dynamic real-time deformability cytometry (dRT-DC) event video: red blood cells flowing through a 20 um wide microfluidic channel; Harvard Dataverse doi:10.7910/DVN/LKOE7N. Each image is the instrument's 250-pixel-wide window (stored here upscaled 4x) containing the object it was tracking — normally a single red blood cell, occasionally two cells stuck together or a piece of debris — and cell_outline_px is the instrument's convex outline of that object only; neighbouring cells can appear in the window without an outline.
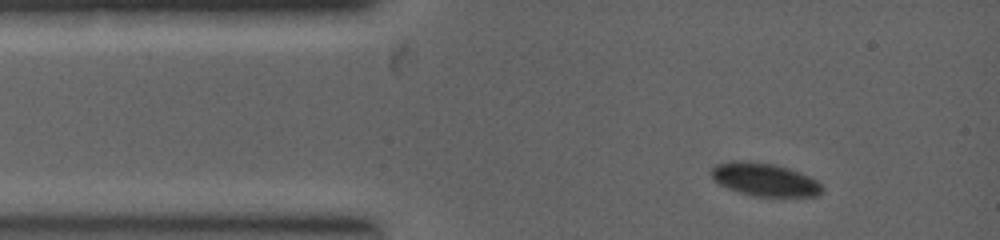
{"species": "common noctule bat (a hibernating species)", "species_latin": "Nyctalus noctula", "temperature_condition": "warm", "stored_images_in_passage": 3, "camera_frame_rate_fps": 5000, "um_per_image_px": 0.085, "animal": {"sex": "female", "body_mass_g": 19.0, "forearm_length_mm": 53.3}, "frame": {"image": 1, "passage_image": 3, "time_ms": 1.0, "image_size_px": [1000, 240], "cell_outline_px": [[824, 192], [820, 196], [752, 196], [728, 188], [712, 180], [712, 168], [716, 164], [732, 160], [736, 160], [776, 164], [800, 172], [816, 180], [824, 188]], "centroid_in_image_um": [65.01, 15.26], "position_along_channel_um": 20.0, "area_um2": 21.39}}